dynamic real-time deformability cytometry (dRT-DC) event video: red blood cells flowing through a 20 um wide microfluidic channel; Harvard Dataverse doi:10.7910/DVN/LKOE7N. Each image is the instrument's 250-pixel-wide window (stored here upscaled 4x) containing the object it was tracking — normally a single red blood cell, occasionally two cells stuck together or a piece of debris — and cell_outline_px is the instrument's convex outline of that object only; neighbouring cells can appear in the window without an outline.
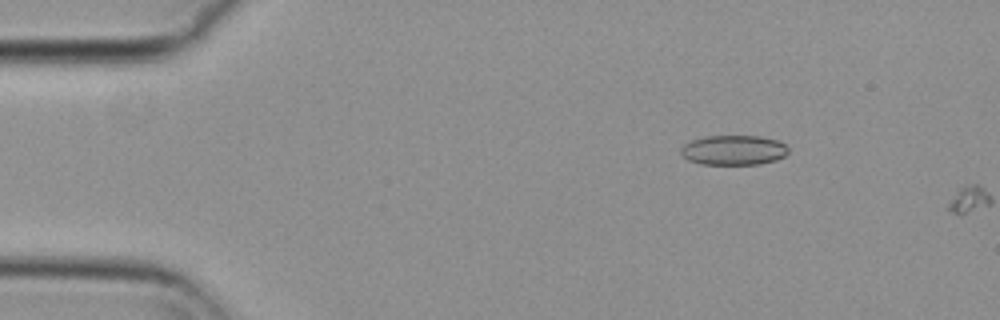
{"species": "common noctule bat (a hibernating species)", "species_latin": "Nyctalus noctula", "temperature_condition": "cold", "stored_images_in_passage": 5, "camera_frame_rate_fps": 3000, "um_per_image_px": 0.085, "animal": {"sex": "female", "body_mass_g": 29.2, "forearm_length_mm": 56.3}, "frame": {"image": 1, "passage_image": 3, "time_ms": 0.667, "image_size_px": [1000, 320], "cell_outline_px": [[788, 152], [784, 156], [776, 160], [760, 164], [700, 164], [688, 160], [680, 152], [680, 148], [684, 144], [692, 140], [704, 136], [760, 136], [776, 140], [784, 144], [788, 148]], "centroid_in_image_um": [62.34, 12.76], "position_along_channel_um": 22.7, "area_um2": 18.67}}